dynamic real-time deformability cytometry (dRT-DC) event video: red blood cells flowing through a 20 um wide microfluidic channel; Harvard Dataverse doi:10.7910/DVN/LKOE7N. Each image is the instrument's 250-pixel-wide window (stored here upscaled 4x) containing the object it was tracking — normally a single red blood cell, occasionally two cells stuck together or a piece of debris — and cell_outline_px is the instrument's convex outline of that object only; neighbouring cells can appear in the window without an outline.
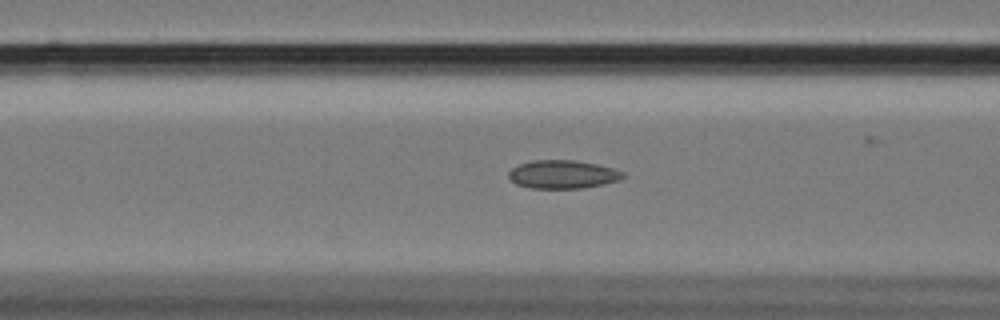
{"species": "Egyptian fruit bat (a non-hibernating species)", "species_latin": "Rousettus aegyptiacus", "temperature_condition": "cold", "stored_images_in_passage": 38, "camera_frame_rate_fps": 3000, "um_per_image_px": 0.085, "animal": {"sex": "female"}, "frame": {"image": 1, "passage_image": 15, "time_ms": 4.667, "image_size_px": [1000, 320], "cell_outline_px": [[628, 176], [620, 180], [604, 184], [584, 188], [532, 188], [516, 184], [508, 176], [508, 172], [512, 168], [520, 164], [532, 160], [576, 160], [596, 164], [612, 168], [624, 172]], "centroid_in_image_um": [47.87, 14.82], "position_along_channel_um": 118.7, "area_um2": 18.96}}
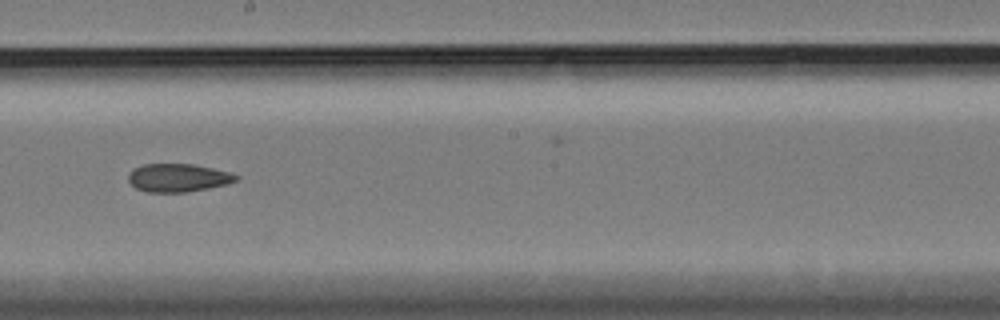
{"frame": {"image": 2, "passage_image": 25, "time_ms": 8.0, "image_size_px": [1000, 320], "cell_outline_px": [[240, 180], [228, 184], [188, 192], [148, 192], [136, 188], [128, 180], [128, 176], [136, 168], [144, 164], [192, 164], [212, 168], [228, 172], [240, 176]], "centroid_in_image_um": [15.19, 15.12], "position_along_channel_um": 233.0, "area_um2": 17.57}}
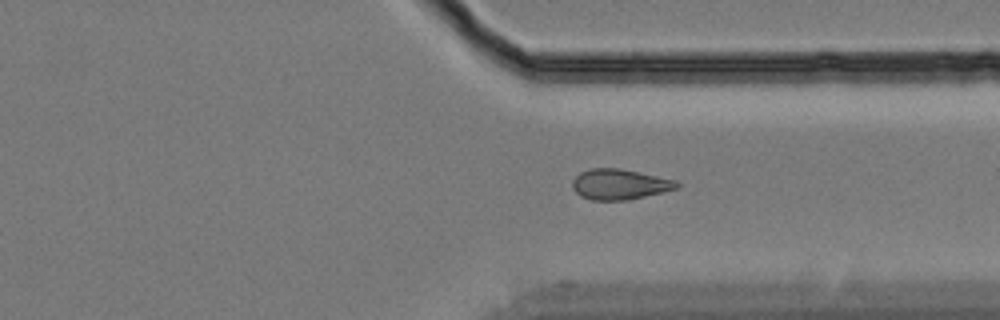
{"frame": {"image": 3, "passage_image": 36, "time_ms": 11.667, "image_size_px": [1000, 320], "cell_outline_px": [[680, 184], [676, 188], [644, 196], [624, 200], [592, 200], [580, 196], [572, 188], [572, 180], [580, 172], [588, 168], [620, 168], [676, 180]], "centroid_in_image_um": [52.61, 15.65], "position_along_channel_um": 358.8, "area_um2": 18.38}}